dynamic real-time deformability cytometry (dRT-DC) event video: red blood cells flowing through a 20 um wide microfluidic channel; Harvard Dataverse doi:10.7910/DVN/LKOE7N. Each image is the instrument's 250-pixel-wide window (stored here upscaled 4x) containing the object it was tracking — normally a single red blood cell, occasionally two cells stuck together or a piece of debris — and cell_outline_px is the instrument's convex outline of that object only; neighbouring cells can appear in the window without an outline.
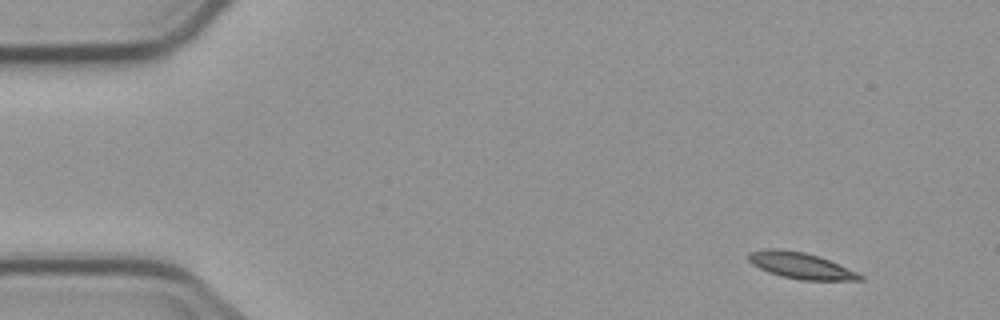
{"species": "common noctule bat (a hibernating species)", "species_latin": "Nyctalus noctula", "temperature_condition": "cold", "stored_images_in_passage": 4, "camera_frame_rate_fps": 3000, "um_per_image_px": 0.085, "animal": {"sex": "male", "body_mass_g": 23.1, "forearm_length_mm": 52.7}, "frame": {"image": 1, "passage_image": 1, "time_ms": 0.0, "image_size_px": [1000, 320], "cell_outline_px": [[864, 280], [800, 280], [780, 276], [768, 272], [752, 264], [748, 260], [748, 252], [764, 248], [776, 248], [804, 252], [820, 256], [856, 272], [864, 276]], "centroid_in_image_um": [68.02, 22.56], "position_along_channel_um": 17.0, "area_um2": 17.11}}
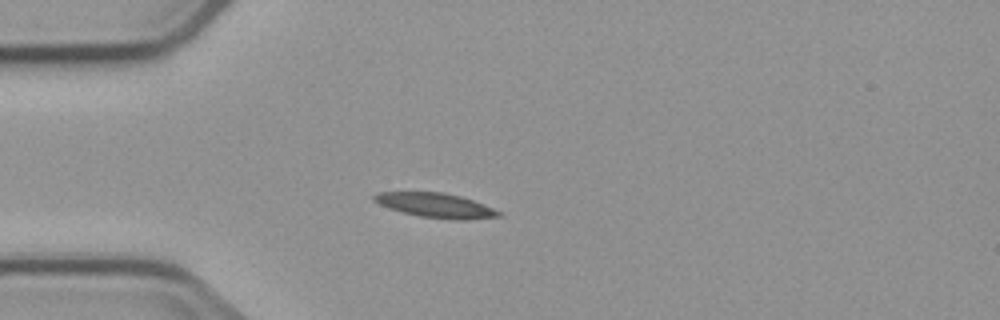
{"frame": {"image": 2, "passage_image": 4, "time_ms": 3.333, "image_size_px": [1000, 320], "cell_outline_px": [[504, 216], [468, 220], [452, 220], [420, 216], [400, 212], [388, 208], [372, 200], [372, 196], [376, 192], [444, 192], [460, 196], [472, 200], [504, 212]], "centroid_in_image_um": [37.06, 17.46], "position_along_channel_um": 47.9, "area_um2": 18.09}}